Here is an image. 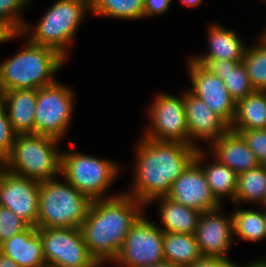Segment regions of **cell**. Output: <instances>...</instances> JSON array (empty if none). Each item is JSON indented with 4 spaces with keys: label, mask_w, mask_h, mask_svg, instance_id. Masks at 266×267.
I'll return each instance as SVG.
<instances>
[{
    "label": "cell",
    "mask_w": 266,
    "mask_h": 267,
    "mask_svg": "<svg viewBox=\"0 0 266 267\" xmlns=\"http://www.w3.org/2000/svg\"><path fill=\"white\" fill-rule=\"evenodd\" d=\"M135 149L131 191H125L145 206L154 198L167 196L173 182L195 159L198 148L176 141L141 137Z\"/></svg>",
    "instance_id": "cell-1"
},
{
    "label": "cell",
    "mask_w": 266,
    "mask_h": 267,
    "mask_svg": "<svg viewBox=\"0 0 266 267\" xmlns=\"http://www.w3.org/2000/svg\"><path fill=\"white\" fill-rule=\"evenodd\" d=\"M145 209L124 192L92 201L80 230L89 253L101 267L117 258L126 235Z\"/></svg>",
    "instance_id": "cell-2"
},
{
    "label": "cell",
    "mask_w": 266,
    "mask_h": 267,
    "mask_svg": "<svg viewBox=\"0 0 266 267\" xmlns=\"http://www.w3.org/2000/svg\"><path fill=\"white\" fill-rule=\"evenodd\" d=\"M65 61L58 51L27 39L20 51L0 64V93L12 89L38 90L54 84V74Z\"/></svg>",
    "instance_id": "cell-3"
},
{
    "label": "cell",
    "mask_w": 266,
    "mask_h": 267,
    "mask_svg": "<svg viewBox=\"0 0 266 267\" xmlns=\"http://www.w3.org/2000/svg\"><path fill=\"white\" fill-rule=\"evenodd\" d=\"M88 11L91 12V0H57L36 26L26 22L21 36L30 33L29 41L50 47L67 59L68 48Z\"/></svg>",
    "instance_id": "cell-4"
},
{
    "label": "cell",
    "mask_w": 266,
    "mask_h": 267,
    "mask_svg": "<svg viewBox=\"0 0 266 267\" xmlns=\"http://www.w3.org/2000/svg\"><path fill=\"white\" fill-rule=\"evenodd\" d=\"M60 140L40 134L16 135L11 153L2 167L37 182L61 176Z\"/></svg>",
    "instance_id": "cell-5"
},
{
    "label": "cell",
    "mask_w": 266,
    "mask_h": 267,
    "mask_svg": "<svg viewBox=\"0 0 266 267\" xmlns=\"http://www.w3.org/2000/svg\"><path fill=\"white\" fill-rule=\"evenodd\" d=\"M40 182L37 228H80L92 200L65 178Z\"/></svg>",
    "instance_id": "cell-6"
},
{
    "label": "cell",
    "mask_w": 266,
    "mask_h": 267,
    "mask_svg": "<svg viewBox=\"0 0 266 267\" xmlns=\"http://www.w3.org/2000/svg\"><path fill=\"white\" fill-rule=\"evenodd\" d=\"M121 168L117 162L82 152H61V176L92 201L117 196L105 195L120 175Z\"/></svg>",
    "instance_id": "cell-7"
},
{
    "label": "cell",
    "mask_w": 266,
    "mask_h": 267,
    "mask_svg": "<svg viewBox=\"0 0 266 267\" xmlns=\"http://www.w3.org/2000/svg\"><path fill=\"white\" fill-rule=\"evenodd\" d=\"M73 90L56 81L37 90L34 116V134L54 137L61 141L71 126L73 118Z\"/></svg>",
    "instance_id": "cell-8"
},
{
    "label": "cell",
    "mask_w": 266,
    "mask_h": 267,
    "mask_svg": "<svg viewBox=\"0 0 266 267\" xmlns=\"http://www.w3.org/2000/svg\"><path fill=\"white\" fill-rule=\"evenodd\" d=\"M47 267H101L89 253L80 228H38Z\"/></svg>",
    "instance_id": "cell-9"
},
{
    "label": "cell",
    "mask_w": 266,
    "mask_h": 267,
    "mask_svg": "<svg viewBox=\"0 0 266 267\" xmlns=\"http://www.w3.org/2000/svg\"><path fill=\"white\" fill-rule=\"evenodd\" d=\"M163 261V231L141 215L129 230L112 263L120 267H146Z\"/></svg>",
    "instance_id": "cell-10"
},
{
    "label": "cell",
    "mask_w": 266,
    "mask_h": 267,
    "mask_svg": "<svg viewBox=\"0 0 266 267\" xmlns=\"http://www.w3.org/2000/svg\"><path fill=\"white\" fill-rule=\"evenodd\" d=\"M176 96L160 93L154 96L148 108L150 125L141 136L157 141H176L189 145L188 126L183 93Z\"/></svg>",
    "instance_id": "cell-11"
},
{
    "label": "cell",
    "mask_w": 266,
    "mask_h": 267,
    "mask_svg": "<svg viewBox=\"0 0 266 267\" xmlns=\"http://www.w3.org/2000/svg\"><path fill=\"white\" fill-rule=\"evenodd\" d=\"M40 183L0 166V206L37 228Z\"/></svg>",
    "instance_id": "cell-12"
},
{
    "label": "cell",
    "mask_w": 266,
    "mask_h": 267,
    "mask_svg": "<svg viewBox=\"0 0 266 267\" xmlns=\"http://www.w3.org/2000/svg\"><path fill=\"white\" fill-rule=\"evenodd\" d=\"M186 61L192 87L189 91L203 100L211 111L230 126L235 114L236 101L231 97L223 80L191 57Z\"/></svg>",
    "instance_id": "cell-13"
},
{
    "label": "cell",
    "mask_w": 266,
    "mask_h": 267,
    "mask_svg": "<svg viewBox=\"0 0 266 267\" xmlns=\"http://www.w3.org/2000/svg\"><path fill=\"white\" fill-rule=\"evenodd\" d=\"M222 206L201 213L195 237L203 257H218L229 261L234 240L232 215L221 213Z\"/></svg>",
    "instance_id": "cell-14"
},
{
    "label": "cell",
    "mask_w": 266,
    "mask_h": 267,
    "mask_svg": "<svg viewBox=\"0 0 266 267\" xmlns=\"http://www.w3.org/2000/svg\"><path fill=\"white\" fill-rule=\"evenodd\" d=\"M167 197L201 213L222 206L213 196L202 167L195 160L173 182Z\"/></svg>",
    "instance_id": "cell-15"
},
{
    "label": "cell",
    "mask_w": 266,
    "mask_h": 267,
    "mask_svg": "<svg viewBox=\"0 0 266 267\" xmlns=\"http://www.w3.org/2000/svg\"><path fill=\"white\" fill-rule=\"evenodd\" d=\"M186 120L188 126L189 145L202 148L199 141L212 143L224 135L229 125L216 113L211 111L206 103L192 94L189 89L183 92ZM196 141V142H195Z\"/></svg>",
    "instance_id": "cell-16"
},
{
    "label": "cell",
    "mask_w": 266,
    "mask_h": 267,
    "mask_svg": "<svg viewBox=\"0 0 266 267\" xmlns=\"http://www.w3.org/2000/svg\"><path fill=\"white\" fill-rule=\"evenodd\" d=\"M211 155L221 164L228 166L237 174L260 165L255 154L248 147L240 133L228 130L211 143Z\"/></svg>",
    "instance_id": "cell-17"
},
{
    "label": "cell",
    "mask_w": 266,
    "mask_h": 267,
    "mask_svg": "<svg viewBox=\"0 0 266 267\" xmlns=\"http://www.w3.org/2000/svg\"><path fill=\"white\" fill-rule=\"evenodd\" d=\"M36 102L35 89H12L0 93V103L5 108L16 135L34 134Z\"/></svg>",
    "instance_id": "cell-18"
},
{
    "label": "cell",
    "mask_w": 266,
    "mask_h": 267,
    "mask_svg": "<svg viewBox=\"0 0 266 267\" xmlns=\"http://www.w3.org/2000/svg\"><path fill=\"white\" fill-rule=\"evenodd\" d=\"M0 252L20 267H47L38 228L29 226L0 244Z\"/></svg>",
    "instance_id": "cell-19"
},
{
    "label": "cell",
    "mask_w": 266,
    "mask_h": 267,
    "mask_svg": "<svg viewBox=\"0 0 266 267\" xmlns=\"http://www.w3.org/2000/svg\"><path fill=\"white\" fill-rule=\"evenodd\" d=\"M208 52L192 55L193 60H232L242 62L247 46L234 29L209 24Z\"/></svg>",
    "instance_id": "cell-20"
},
{
    "label": "cell",
    "mask_w": 266,
    "mask_h": 267,
    "mask_svg": "<svg viewBox=\"0 0 266 267\" xmlns=\"http://www.w3.org/2000/svg\"><path fill=\"white\" fill-rule=\"evenodd\" d=\"M208 154L209 152L207 153L205 148H199L194 160L202 167L213 196L221 205L227 196L234 203L238 174L228 166L221 164L212 155L209 163L203 165L204 161H207L204 159L207 158Z\"/></svg>",
    "instance_id": "cell-21"
},
{
    "label": "cell",
    "mask_w": 266,
    "mask_h": 267,
    "mask_svg": "<svg viewBox=\"0 0 266 267\" xmlns=\"http://www.w3.org/2000/svg\"><path fill=\"white\" fill-rule=\"evenodd\" d=\"M154 201H159L160 229L163 232L195 234L201 212L181 205L170 199L167 196L154 198L147 205L153 204Z\"/></svg>",
    "instance_id": "cell-22"
},
{
    "label": "cell",
    "mask_w": 266,
    "mask_h": 267,
    "mask_svg": "<svg viewBox=\"0 0 266 267\" xmlns=\"http://www.w3.org/2000/svg\"><path fill=\"white\" fill-rule=\"evenodd\" d=\"M215 76L220 77L231 97L237 102L255 92L246 67L242 62L232 60H194Z\"/></svg>",
    "instance_id": "cell-23"
},
{
    "label": "cell",
    "mask_w": 266,
    "mask_h": 267,
    "mask_svg": "<svg viewBox=\"0 0 266 267\" xmlns=\"http://www.w3.org/2000/svg\"><path fill=\"white\" fill-rule=\"evenodd\" d=\"M230 130L266 128V91H255L236 102Z\"/></svg>",
    "instance_id": "cell-24"
},
{
    "label": "cell",
    "mask_w": 266,
    "mask_h": 267,
    "mask_svg": "<svg viewBox=\"0 0 266 267\" xmlns=\"http://www.w3.org/2000/svg\"><path fill=\"white\" fill-rule=\"evenodd\" d=\"M164 261L189 267L202 257L195 234L163 232Z\"/></svg>",
    "instance_id": "cell-25"
},
{
    "label": "cell",
    "mask_w": 266,
    "mask_h": 267,
    "mask_svg": "<svg viewBox=\"0 0 266 267\" xmlns=\"http://www.w3.org/2000/svg\"><path fill=\"white\" fill-rule=\"evenodd\" d=\"M255 203L266 205V166L259 165L256 168L238 174L237 189L234 204Z\"/></svg>",
    "instance_id": "cell-26"
},
{
    "label": "cell",
    "mask_w": 266,
    "mask_h": 267,
    "mask_svg": "<svg viewBox=\"0 0 266 267\" xmlns=\"http://www.w3.org/2000/svg\"><path fill=\"white\" fill-rule=\"evenodd\" d=\"M233 235L238 240L258 242L265 240L266 227L263 210L239 209L232 212Z\"/></svg>",
    "instance_id": "cell-27"
},
{
    "label": "cell",
    "mask_w": 266,
    "mask_h": 267,
    "mask_svg": "<svg viewBox=\"0 0 266 267\" xmlns=\"http://www.w3.org/2000/svg\"><path fill=\"white\" fill-rule=\"evenodd\" d=\"M144 0H91L93 15L116 19H143Z\"/></svg>",
    "instance_id": "cell-28"
},
{
    "label": "cell",
    "mask_w": 266,
    "mask_h": 267,
    "mask_svg": "<svg viewBox=\"0 0 266 267\" xmlns=\"http://www.w3.org/2000/svg\"><path fill=\"white\" fill-rule=\"evenodd\" d=\"M259 37V43L247 46L243 63L255 91H266V33Z\"/></svg>",
    "instance_id": "cell-29"
},
{
    "label": "cell",
    "mask_w": 266,
    "mask_h": 267,
    "mask_svg": "<svg viewBox=\"0 0 266 267\" xmlns=\"http://www.w3.org/2000/svg\"><path fill=\"white\" fill-rule=\"evenodd\" d=\"M30 0H0V19L6 21L17 33L25 25L21 13L30 4ZM27 6V7H26Z\"/></svg>",
    "instance_id": "cell-30"
},
{
    "label": "cell",
    "mask_w": 266,
    "mask_h": 267,
    "mask_svg": "<svg viewBox=\"0 0 266 267\" xmlns=\"http://www.w3.org/2000/svg\"><path fill=\"white\" fill-rule=\"evenodd\" d=\"M30 225L13 211L0 206V244L24 231Z\"/></svg>",
    "instance_id": "cell-31"
},
{
    "label": "cell",
    "mask_w": 266,
    "mask_h": 267,
    "mask_svg": "<svg viewBox=\"0 0 266 267\" xmlns=\"http://www.w3.org/2000/svg\"><path fill=\"white\" fill-rule=\"evenodd\" d=\"M16 134L11 127L9 116L0 103V166L8 159Z\"/></svg>",
    "instance_id": "cell-32"
},
{
    "label": "cell",
    "mask_w": 266,
    "mask_h": 267,
    "mask_svg": "<svg viewBox=\"0 0 266 267\" xmlns=\"http://www.w3.org/2000/svg\"><path fill=\"white\" fill-rule=\"evenodd\" d=\"M240 133L261 165L266 164V128L255 130H232Z\"/></svg>",
    "instance_id": "cell-33"
},
{
    "label": "cell",
    "mask_w": 266,
    "mask_h": 267,
    "mask_svg": "<svg viewBox=\"0 0 266 267\" xmlns=\"http://www.w3.org/2000/svg\"><path fill=\"white\" fill-rule=\"evenodd\" d=\"M171 4L172 0H144L143 19L167 13Z\"/></svg>",
    "instance_id": "cell-34"
},
{
    "label": "cell",
    "mask_w": 266,
    "mask_h": 267,
    "mask_svg": "<svg viewBox=\"0 0 266 267\" xmlns=\"http://www.w3.org/2000/svg\"><path fill=\"white\" fill-rule=\"evenodd\" d=\"M19 36H21V33H17L6 21L0 19V44Z\"/></svg>",
    "instance_id": "cell-35"
},
{
    "label": "cell",
    "mask_w": 266,
    "mask_h": 267,
    "mask_svg": "<svg viewBox=\"0 0 266 267\" xmlns=\"http://www.w3.org/2000/svg\"><path fill=\"white\" fill-rule=\"evenodd\" d=\"M227 260L218 257H201L189 267H222Z\"/></svg>",
    "instance_id": "cell-36"
},
{
    "label": "cell",
    "mask_w": 266,
    "mask_h": 267,
    "mask_svg": "<svg viewBox=\"0 0 266 267\" xmlns=\"http://www.w3.org/2000/svg\"><path fill=\"white\" fill-rule=\"evenodd\" d=\"M0 267H20L13 259L0 252Z\"/></svg>",
    "instance_id": "cell-37"
},
{
    "label": "cell",
    "mask_w": 266,
    "mask_h": 267,
    "mask_svg": "<svg viewBox=\"0 0 266 267\" xmlns=\"http://www.w3.org/2000/svg\"><path fill=\"white\" fill-rule=\"evenodd\" d=\"M243 267H266V258L262 260L259 259V260L251 261L243 265Z\"/></svg>",
    "instance_id": "cell-38"
},
{
    "label": "cell",
    "mask_w": 266,
    "mask_h": 267,
    "mask_svg": "<svg viewBox=\"0 0 266 267\" xmlns=\"http://www.w3.org/2000/svg\"><path fill=\"white\" fill-rule=\"evenodd\" d=\"M180 2L189 8H194L201 5L203 3V0H180Z\"/></svg>",
    "instance_id": "cell-39"
},
{
    "label": "cell",
    "mask_w": 266,
    "mask_h": 267,
    "mask_svg": "<svg viewBox=\"0 0 266 267\" xmlns=\"http://www.w3.org/2000/svg\"><path fill=\"white\" fill-rule=\"evenodd\" d=\"M146 267H177V266H174V265L168 263L167 261H163L161 263L149 265V266H146Z\"/></svg>",
    "instance_id": "cell-40"
},
{
    "label": "cell",
    "mask_w": 266,
    "mask_h": 267,
    "mask_svg": "<svg viewBox=\"0 0 266 267\" xmlns=\"http://www.w3.org/2000/svg\"><path fill=\"white\" fill-rule=\"evenodd\" d=\"M222 267H243V265H238L236 262L229 260Z\"/></svg>",
    "instance_id": "cell-41"
},
{
    "label": "cell",
    "mask_w": 266,
    "mask_h": 267,
    "mask_svg": "<svg viewBox=\"0 0 266 267\" xmlns=\"http://www.w3.org/2000/svg\"><path fill=\"white\" fill-rule=\"evenodd\" d=\"M263 214H264V220H265V227H266V205L262 206Z\"/></svg>",
    "instance_id": "cell-42"
}]
</instances>
